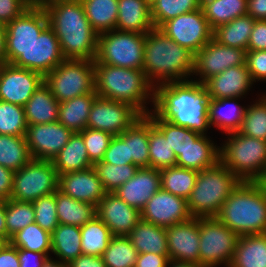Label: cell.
Masks as SVG:
<instances>
[{"label": "cell", "mask_w": 266, "mask_h": 267, "mask_svg": "<svg viewBox=\"0 0 266 267\" xmlns=\"http://www.w3.org/2000/svg\"><path fill=\"white\" fill-rule=\"evenodd\" d=\"M210 97L204 85L191 80L155 86L154 112L160 119L206 135Z\"/></svg>", "instance_id": "1"}, {"label": "cell", "mask_w": 266, "mask_h": 267, "mask_svg": "<svg viewBox=\"0 0 266 267\" xmlns=\"http://www.w3.org/2000/svg\"><path fill=\"white\" fill-rule=\"evenodd\" d=\"M48 25L59 40L65 59L96 58L98 33L88 21L80 0H58L44 8Z\"/></svg>", "instance_id": "2"}, {"label": "cell", "mask_w": 266, "mask_h": 267, "mask_svg": "<svg viewBox=\"0 0 266 267\" xmlns=\"http://www.w3.org/2000/svg\"><path fill=\"white\" fill-rule=\"evenodd\" d=\"M142 70L154 86L186 81L193 76L194 54L159 28H152L145 36Z\"/></svg>", "instance_id": "3"}, {"label": "cell", "mask_w": 266, "mask_h": 267, "mask_svg": "<svg viewBox=\"0 0 266 267\" xmlns=\"http://www.w3.org/2000/svg\"><path fill=\"white\" fill-rule=\"evenodd\" d=\"M95 92L98 96L132 105L142 115L150 111L148 99L154 104L155 86L143 70L111 66L94 60Z\"/></svg>", "instance_id": "4"}, {"label": "cell", "mask_w": 266, "mask_h": 267, "mask_svg": "<svg viewBox=\"0 0 266 267\" xmlns=\"http://www.w3.org/2000/svg\"><path fill=\"white\" fill-rule=\"evenodd\" d=\"M239 237L266 233V196L256 181H241L216 216Z\"/></svg>", "instance_id": "5"}, {"label": "cell", "mask_w": 266, "mask_h": 267, "mask_svg": "<svg viewBox=\"0 0 266 267\" xmlns=\"http://www.w3.org/2000/svg\"><path fill=\"white\" fill-rule=\"evenodd\" d=\"M241 180L220 161L198 171L195 186L187 199L192 217H216L224 202Z\"/></svg>", "instance_id": "6"}, {"label": "cell", "mask_w": 266, "mask_h": 267, "mask_svg": "<svg viewBox=\"0 0 266 267\" xmlns=\"http://www.w3.org/2000/svg\"><path fill=\"white\" fill-rule=\"evenodd\" d=\"M219 161L241 181H257L266 172V141L239 131L228 133Z\"/></svg>", "instance_id": "7"}, {"label": "cell", "mask_w": 266, "mask_h": 267, "mask_svg": "<svg viewBox=\"0 0 266 267\" xmlns=\"http://www.w3.org/2000/svg\"><path fill=\"white\" fill-rule=\"evenodd\" d=\"M146 34L114 29L98 34L95 61L116 67L143 69Z\"/></svg>", "instance_id": "8"}, {"label": "cell", "mask_w": 266, "mask_h": 267, "mask_svg": "<svg viewBox=\"0 0 266 267\" xmlns=\"http://www.w3.org/2000/svg\"><path fill=\"white\" fill-rule=\"evenodd\" d=\"M44 83L59 103L92 93L94 61L65 59L44 77Z\"/></svg>", "instance_id": "9"}, {"label": "cell", "mask_w": 266, "mask_h": 267, "mask_svg": "<svg viewBox=\"0 0 266 267\" xmlns=\"http://www.w3.org/2000/svg\"><path fill=\"white\" fill-rule=\"evenodd\" d=\"M199 266L228 267L235 253L238 235L217 217H199Z\"/></svg>", "instance_id": "10"}, {"label": "cell", "mask_w": 266, "mask_h": 267, "mask_svg": "<svg viewBox=\"0 0 266 267\" xmlns=\"http://www.w3.org/2000/svg\"><path fill=\"white\" fill-rule=\"evenodd\" d=\"M58 190V175L51 160L31 159L14 172L10 199L34 202Z\"/></svg>", "instance_id": "11"}, {"label": "cell", "mask_w": 266, "mask_h": 267, "mask_svg": "<svg viewBox=\"0 0 266 267\" xmlns=\"http://www.w3.org/2000/svg\"><path fill=\"white\" fill-rule=\"evenodd\" d=\"M48 25L43 8H28L5 26L6 63L12 64Z\"/></svg>", "instance_id": "12"}, {"label": "cell", "mask_w": 266, "mask_h": 267, "mask_svg": "<svg viewBox=\"0 0 266 267\" xmlns=\"http://www.w3.org/2000/svg\"><path fill=\"white\" fill-rule=\"evenodd\" d=\"M159 29L194 55L213 38V29L201 8L178 15L165 22Z\"/></svg>", "instance_id": "13"}, {"label": "cell", "mask_w": 266, "mask_h": 267, "mask_svg": "<svg viewBox=\"0 0 266 267\" xmlns=\"http://www.w3.org/2000/svg\"><path fill=\"white\" fill-rule=\"evenodd\" d=\"M143 115L132 105L97 96L92 104L87 128L120 135Z\"/></svg>", "instance_id": "14"}, {"label": "cell", "mask_w": 266, "mask_h": 267, "mask_svg": "<svg viewBox=\"0 0 266 267\" xmlns=\"http://www.w3.org/2000/svg\"><path fill=\"white\" fill-rule=\"evenodd\" d=\"M246 50L221 45L213 38L194 55V81L204 83L230 67L246 64Z\"/></svg>", "instance_id": "15"}, {"label": "cell", "mask_w": 266, "mask_h": 267, "mask_svg": "<svg viewBox=\"0 0 266 267\" xmlns=\"http://www.w3.org/2000/svg\"><path fill=\"white\" fill-rule=\"evenodd\" d=\"M65 60L54 30L47 25L34 43L12 64L42 74L44 77Z\"/></svg>", "instance_id": "16"}, {"label": "cell", "mask_w": 266, "mask_h": 267, "mask_svg": "<svg viewBox=\"0 0 266 267\" xmlns=\"http://www.w3.org/2000/svg\"><path fill=\"white\" fill-rule=\"evenodd\" d=\"M43 83L44 76L38 72L10 63L0 64L1 101L24 107Z\"/></svg>", "instance_id": "17"}, {"label": "cell", "mask_w": 266, "mask_h": 267, "mask_svg": "<svg viewBox=\"0 0 266 267\" xmlns=\"http://www.w3.org/2000/svg\"><path fill=\"white\" fill-rule=\"evenodd\" d=\"M72 134L59 121L28 125L25 137L32 159L52 161Z\"/></svg>", "instance_id": "18"}, {"label": "cell", "mask_w": 266, "mask_h": 267, "mask_svg": "<svg viewBox=\"0 0 266 267\" xmlns=\"http://www.w3.org/2000/svg\"><path fill=\"white\" fill-rule=\"evenodd\" d=\"M192 218L187 200L160 188L141 210V219L161 227H169Z\"/></svg>", "instance_id": "19"}, {"label": "cell", "mask_w": 266, "mask_h": 267, "mask_svg": "<svg viewBox=\"0 0 266 267\" xmlns=\"http://www.w3.org/2000/svg\"><path fill=\"white\" fill-rule=\"evenodd\" d=\"M169 260L199 265V217L166 227Z\"/></svg>", "instance_id": "20"}, {"label": "cell", "mask_w": 266, "mask_h": 267, "mask_svg": "<svg viewBox=\"0 0 266 267\" xmlns=\"http://www.w3.org/2000/svg\"><path fill=\"white\" fill-rule=\"evenodd\" d=\"M97 217L113 236L127 237L141 220V211L128 205L115 193H106L96 206Z\"/></svg>", "instance_id": "21"}, {"label": "cell", "mask_w": 266, "mask_h": 267, "mask_svg": "<svg viewBox=\"0 0 266 267\" xmlns=\"http://www.w3.org/2000/svg\"><path fill=\"white\" fill-rule=\"evenodd\" d=\"M58 190L75 200L95 206L107 193L93 166L58 175Z\"/></svg>", "instance_id": "22"}, {"label": "cell", "mask_w": 266, "mask_h": 267, "mask_svg": "<svg viewBox=\"0 0 266 267\" xmlns=\"http://www.w3.org/2000/svg\"><path fill=\"white\" fill-rule=\"evenodd\" d=\"M161 188L160 172L151 167H142L115 193L128 205L142 210L148 200Z\"/></svg>", "instance_id": "23"}, {"label": "cell", "mask_w": 266, "mask_h": 267, "mask_svg": "<svg viewBox=\"0 0 266 267\" xmlns=\"http://www.w3.org/2000/svg\"><path fill=\"white\" fill-rule=\"evenodd\" d=\"M252 84L246 64L230 67L203 83L212 99L241 98L250 90Z\"/></svg>", "instance_id": "24"}, {"label": "cell", "mask_w": 266, "mask_h": 267, "mask_svg": "<svg viewBox=\"0 0 266 267\" xmlns=\"http://www.w3.org/2000/svg\"><path fill=\"white\" fill-rule=\"evenodd\" d=\"M152 28L151 7L146 0H118L117 30L147 34Z\"/></svg>", "instance_id": "25"}, {"label": "cell", "mask_w": 266, "mask_h": 267, "mask_svg": "<svg viewBox=\"0 0 266 267\" xmlns=\"http://www.w3.org/2000/svg\"><path fill=\"white\" fill-rule=\"evenodd\" d=\"M240 98H221L212 99L209 102V123L219 130H223L225 134L239 131L244 114L245 107L238 105L236 100Z\"/></svg>", "instance_id": "26"}, {"label": "cell", "mask_w": 266, "mask_h": 267, "mask_svg": "<svg viewBox=\"0 0 266 267\" xmlns=\"http://www.w3.org/2000/svg\"><path fill=\"white\" fill-rule=\"evenodd\" d=\"M60 103L52 95L50 88L43 83L24 105L28 125L58 121Z\"/></svg>", "instance_id": "27"}, {"label": "cell", "mask_w": 266, "mask_h": 267, "mask_svg": "<svg viewBox=\"0 0 266 267\" xmlns=\"http://www.w3.org/2000/svg\"><path fill=\"white\" fill-rule=\"evenodd\" d=\"M57 175L85 170L93 166L80 133H73L67 144L53 158Z\"/></svg>", "instance_id": "28"}, {"label": "cell", "mask_w": 266, "mask_h": 267, "mask_svg": "<svg viewBox=\"0 0 266 267\" xmlns=\"http://www.w3.org/2000/svg\"><path fill=\"white\" fill-rule=\"evenodd\" d=\"M210 138L201 135L177 157L176 166L201 171L219 162V147Z\"/></svg>", "instance_id": "29"}, {"label": "cell", "mask_w": 266, "mask_h": 267, "mask_svg": "<svg viewBox=\"0 0 266 267\" xmlns=\"http://www.w3.org/2000/svg\"><path fill=\"white\" fill-rule=\"evenodd\" d=\"M127 237L138 254H169L165 227L141 219Z\"/></svg>", "instance_id": "30"}, {"label": "cell", "mask_w": 266, "mask_h": 267, "mask_svg": "<svg viewBox=\"0 0 266 267\" xmlns=\"http://www.w3.org/2000/svg\"><path fill=\"white\" fill-rule=\"evenodd\" d=\"M228 267H266V233L238 237Z\"/></svg>", "instance_id": "31"}, {"label": "cell", "mask_w": 266, "mask_h": 267, "mask_svg": "<svg viewBox=\"0 0 266 267\" xmlns=\"http://www.w3.org/2000/svg\"><path fill=\"white\" fill-rule=\"evenodd\" d=\"M95 90L60 103L58 121L72 133H80L87 128L89 113L95 98Z\"/></svg>", "instance_id": "32"}, {"label": "cell", "mask_w": 266, "mask_h": 267, "mask_svg": "<svg viewBox=\"0 0 266 267\" xmlns=\"http://www.w3.org/2000/svg\"><path fill=\"white\" fill-rule=\"evenodd\" d=\"M56 213L59 224L82 227L96 214V206L78 201L61 191H56Z\"/></svg>", "instance_id": "33"}, {"label": "cell", "mask_w": 266, "mask_h": 267, "mask_svg": "<svg viewBox=\"0 0 266 267\" xmlns=\"http://www.w3.org/2000/svg\"><path fill=\"white\" fill-rule=\"evenodd\" d=\"M51 252L66 264L83 254L80 227L59 224L51 234Z\"/></svg>", "instance_id": "34"}, {"label": "cell", "mask_w": 266, "mask_h": 267, "mask_svg": "<svg viewBox=\"0 0 266 267\" xmlns=\"http://www.w3.org/2000/svg\"><path fill=\"white\" fill-rule=\"evenodd\" d=\"M255 19L246 14L213 29V39L221 45L247 51Z\"/></svg>", "instance_id": "35"}, {"label": "cell", "mask_w": 266, "mask_h": 267, "mask_svg": "<svg viewBox=\"0 0 266 267\" xmlns=\"http://www.w3.org/2000/svg\"><path fill=\"white\" fill-rule=\"evenodd\" d=\"M201 9L210 27L229 23L247 14V0H201Z\"/></svg>", "instance_id": "36"}, {"label": "cell", "mask_w": 266, "mask_h": 267, "mask_svg": "<svg viewBox=\"0 0 266 267\" xmlns=\"http://www.w3.org/2000/svg\"><path fill=\"white\" fill-rule=\"evenodd\" d=\"M92 28L101 34L116 29L118 0H80Z\"/></svg>", "instance_id": "37"}, {"label": "cell", "mask_w": 266, "mask_h": 267, "mask_svg": "<svg viewBox=\"0 0 266 267\" xmlns=\"http://www.w3.org/2000/svg\"><path fill=\"white\" fill-rule=\"evenodd\" d=\"M128 151L132 164L149 167V117L143 115L128 128Z\"/></svg>", "instance_id": "38"}, {"label": "cell", "mask_w": 266, "mask_h": 267, "mask_svg": "<svg viewBox=\"0 0 266 267\" xmlns=\"http://www.w3.org/2000/svg\"><path fill=\"white\" fill-rule=\"evenodd\" d=\"M161 188L176 196L188 199L193 190L198 171L179 166H171L159 170Z\"/></svg>", "instance_id": "39"}, {"label": "cell", "mask_w": 266, "mask_h": 267, "mask_svg": "<svg viewBox=\"0 0 266 267\" xmlns=\"http://www.w3.org/2000/svg\"><path fill=\"white\" fill-rule=\"evenodd\" d=\"M32 159L25 136L0 135V165L12 171L23 168Z\"/></svg>", "instance_id": "40"}, {"label": "cell", "mask_w": 266, "mask_h": 267, "mask_svg": "<svg viewBox=\"0 0 266 267\" xmlns=\"http://www.w3.org/2000/svg\"><path fill=\"white\" fill-rule=\"evenodd\" d=\"M83 254L102 256L113 237L110 229L96 216L80 227Z\"/></svg>", "instance_id": "41"}, {"label": "cell", "mask_w": 266, "mask_h": 267, "mask_svg": "<svg viewBox=\"0 0 266 267\" xmlns=\"http://www.w3.org/2000/svg\"><path fill=\"white\" fill-rule=\"evenodd\" d=\"M147 116L152 120L154 126L165 136L166 140H168L176 157L201 136V134L190 129L176 126L160 119L154 112H151V109Z\"/></svg>", "instance_id": "42"}, {"label": "cell", "mask_w": 266, "mask_h": 267, "mask_svg": "<svg viewBox=\"0 0 266 267\" xmlns=\"http://www.w3.org/2000/svg\"><path fill=\"white\" fill-rule=\"evenodd\" d=\"M177 157L165 136L149 118V167L161 170L176 166Z\"/></svg>", "instance_id": "43"}, {"label": "cell", "mask_w": 266, "mask_h": 267, "mask_svg": "<svg viewBox=\"0 0 266 267\" xmlns=\"http://www.w3.org/2000/svg\"><path fill=\"white\" fill-rule=\"evenodd\" d=\"M9 242L14 247L50 256L51 233L43 230L36 222L18 231L11 237Z\"/></svg>", "instance_id": "44"}, {"label": "cell", "mask_w": 266, "mask_h": 267, "mask_svg": "<svg viewBox=\"0 0 266 267\" xmlns=\"http://www.w3.org/2000/svg\"><path fill=\"white\" fill-rule=\"evenodd\" d=\"M150 7L153 26L160 28L178 15L201 8V0H156Z\"/></svg>", "instance_id": "45"}, {"label": "cell", "mask_w": 266, "mask_h": 267, "mask_svg": "<svg viewBox=\"0 0 266 267\" xmlns=\"http://www.w3.org/2000/svg\"><path fill=\"white\" fill-rule=\"evenodd\" d=\"M137 256L130 239L124 236H113L102 254L106 267H135Z\"/></svg>", "instance_id": "46"}, {"label": "cell", "mask_w": 266, "mask_h": 267, "mask_svg": "<svg viewBox=\"0 0 266 267\" xmlns=\"http://www.w3.org/2000/svg\"><path fill=\"white\" fill-rule=\"evenodd\" d=\"M93 168L107 193L115 192L131 179L139 169L135 164L113 165L101 161L94 163Z\"/></svg>", "instance_id": "47"}, {"label": "cell", "mask_w": 266, "mask_h": 267, "mask_svg": "<svg viewBox=\"0 0 266 267\" xmlns=\"http://www.w3.org/2000/svg\"><path fill=\"white\" fill-rule=\"evenodd\" d=\"M7 242L18 231L35 222V211L30 202L8 199L5 201Z\"/></svg>", "instance_id": "48"}, {"label": "cell", "mask_w": 266, "mask_h": 267, "mask_svg": "<svg viewBox=\"0 0 266 267\" xmlns=\"http://www.w3.org/2000/svg\"><path fill=\"white\" fill-rule=\"evenodd\" d=\"M239 132L266 141V94L246 107Z\"/></svg>", "instance_id": "49"}, {"label": "cell", "mask_w": 266, "mask_h": 267, "mask_svg": "<svg viewBox=\"0 0 266 267\" xmlns=\"http://www.w3.org/2000/svg\"><path fill=\"white\" fill-rule=\"evenodd\" d=\"M24 107L0 100V135L26 136Z\"/></svg>", "instance_id": "50"}, {"label": "cell", "mask_w": 266, "mask_h": 267, "mask_svg": "<svg viewBox=\"0 0 266 267\" xmlns=\"http://www.w3.org/2000/svg\"><path fill=\"white\" fill-rule=\"evenodd\" d=\"M32 204L35 211V222L43 230L52 234L59 225L56 213V192L39 197Z\"/></svg>", "instance_id": "51"}, {"label": "cell", "mask_w": 266, "mask_h": 267, "mask_svg": "<svg viewBox=\"0 0 266 267\" xmlns=\"http://www.w3.org/2000/svg\"><path fill=\"white\" fill-rule=\"evenodd\" d=\"M80 134L84 140L90 161L93 164L101 161L109 147L113 135L105 131L91 128H85Z\"/></svg>", "instance_id": "52"}, {"label": "cell", "mask_w": 266, "mask_h": 267, "mask_svg": "<svg viewBox=\"0 0 266 267\" xmlns=\"http://www.w3.org/2000/svg\"><path fill=\"white\" fill-rule=\"evenodd\" d=\"M101 162L113 165L132 164L128 151V129L120 135L113 136Z\"/></svg>", "instance_id": "53"}, {"label": "cell", "mask_w": 266, "mask_h": 267, "mask_svg": "<svg viewBox=\"0 0 266 267\" xmlns=\"http://www.w3.org/2000/svg\"><path fill=\"white\" fill-rule=\"evenodd\" d=\"M246 66L253 82L266 80V50L247 51Z\"/></svg>", "instance_id": "54"}, {"label": "cell", "mask_w": 266, "mask_h": 267, "mask_svg": "<svg viewBox=\"0 0 266 267\" xmlns=\"http://www.w3.org/2000/svg\"><path fill=\"white\" fill-rule=\"evenodd\" d=\"M26 9L28 7L22 0H0V23L6 26Z\"/></svg>", "instance_id": "55"}, {"label": "cell", "mask_w": 266, "mask_h": 267, "mask_svg": "<svg viewBox=\"0 0 266 267\" xmlns=\"http://www.w3.org/2000/svg\"><path fill=\"white\" fill-rule=\"evenodd\" d=\"M266 50V20H255L247 51Z\"/></svg>", "instance_id": "56"}, {"label": "cell", "mask_w": 266, "mask_h": 267, "mask_svg": "<svg viewBox=\"0 0 266 267\" xmlns=\"http://www.w3.org/2000/svg\"><path fill=\"white\" fill-rule=\"evenodd\" d=\"M20 267H43L49 258L44 253L18 248Z\"/></svg>", "instance_id": "57"}, {"label": "cell", "mask_w": 266, "mask_h": 267, "mask_svg": "<svg viewBox=\"0 0 266 267\" xmlns=\"http://www.w3.org/2000/svg\"><path fill=\"white\" fill-rule=\"evenodd\" d=\"M169 254H138L135 267H167Z\"/></svg>", "instance_id": "58"}, {"label": "cell", "mask_w": 266, "mask_h": 267, "mask_svg": "<svg viewBox=\"0 0 266 267\" xmlns=\"http://www.w3.org/2000/svg\"><path fill=\"white\" fill-rule=\"evenodd\" d=\"M0 267H20L18 248L10 242L0 249Z\"/></svg>", "instance_id": "59"}, {"label": "cell", "mask_w": 266, "mask_h": 267, "mask_svg": "<svg viewBox=\"0 0 266 267\" xmlns=\"http://www.w3.org/2000/svg\"><path fill=\"white\" fill-rule=\"evenodd\" d=\"M14 171L0 165V200L7 201L11 197Z\"/></svg>", "instance_id": "60"}, {"label": "cell", "mask_w": 266, "mask_h": 267, "mask_svg": "<svg viewBox=\"0 0 266 267\" xmlns=\"http://www.w3.org/2000/svg\"><path fill=\"white\" fill-rule=\"evenodd\" d=\"M69 267H106L102 256L81 254L68 264Z\"/></svg>", "instance_id": "61"}, {"label": "cell", "mask_w": 266, "mask_h": 267, "mask_svg": "<svg viewBox=\"0 0 266 267\" xmlns=\"http://www.w3.org/2000/svg\"><path fill=\"white\" fill-rule=\"evenodd\" d=\"M247 14L255 20H266V0H247Z\"/></svg>", "instance_id": "62"}, {"label": "cell", "mask_w": 266, "mask_h": 267, "mask_svg": "<svg viewBox=\"0 0 266 267\" xmlns=\"http://www.w3.org/2000/svg\"><path fill=\"white\" fill-rule=\"evenodd\" d=\"M6 63L5 25L0 23V64Z\"/></svg>", "instance_id": "63"}, {"label": "cell", "mask_w": 266, "mask_h": 267, "mask_svg": "<svg viewBox=\"0 0 266 267\" xmlns=\"http://www.w3.org/2000/svg\"><path fill=\"white\" fill-rule=\"evenodd\" d=\"M0 235L7 241L5 201L0 200Z\"/></svg>", "instance_id": "64"}, {"label": "cell", "mask_w": 266, "mask_h": 267, "mask_svg": "<svg viewBox=\"0 0 266 267\" xmlns=\"http://www.w3.org/2000/svg\"><path fill=\"white\" fill-rule=\"evenodd\" d=\"M28 8H46L58 0H22Z\"/></svg>", "instance_id": "65"}, {"label": "cell", "mask_w": 266, "mask_h": 267, "mask_svg": "<svg viewBox=\"0 0 266 267\" xmlns=\"http://www.w3.org/2000/svg\"><path fill=\"white\" fill-rule=\"evenodd\" d=\"M167 267H201L196 263L169 260Z\"/></svg>", "instance_id": "66"}, {"label": "cell", "mask_w": 266, "mask_h": 267, "mask_svg": "<svg viewBox=\"0 0 266 267\" xmlns=\"http://www.w3.org/2000/svg\"><path fill=\"white\" fill-rule=\"evenodd\" d=\"M43 267H69L68 264L55 260L51 257L47 259Z\"/></svg>", "instance_id": "67"}, {"label": "cell", "mask_w": 266, "mask_h": 267, "mask_svg": "<svg viewBox=\"0 0 266 267\" xmlns=\"http://www.w3.org/2000/svg\"><path fill=\"white\" fill-rule=\"evenodd\" d=\"M256 182L261 186L266 196V172Z\"/></svg>", "instance_id": "68"}, {"label": "cell", "mask_w": 266, "mask_h": 267, "mask_svg": "<svg viewBox=\"0 0 266 267\" xmlns=\"http://www.w3.org/2000/svg\"><path fill=\"white\" fill-rule=\"evenodd\" d=\"M7 243V241L0 235V249Z\"/></svg>", "instance_id": "69"}, {"label": "cell", "mask_w": 266, "mask_h": 267, "mask_svg": "<svg viewBox=\"0 0 266 267\" xmlns=\"http://www.w3.org/2000/svg\"><path fill=\"white\" fill-rule=\"evenodd\" d=\"M150 5L153 4L156 0H146Z\"/></svg>", "instance_id": "70"}]
</instances>
